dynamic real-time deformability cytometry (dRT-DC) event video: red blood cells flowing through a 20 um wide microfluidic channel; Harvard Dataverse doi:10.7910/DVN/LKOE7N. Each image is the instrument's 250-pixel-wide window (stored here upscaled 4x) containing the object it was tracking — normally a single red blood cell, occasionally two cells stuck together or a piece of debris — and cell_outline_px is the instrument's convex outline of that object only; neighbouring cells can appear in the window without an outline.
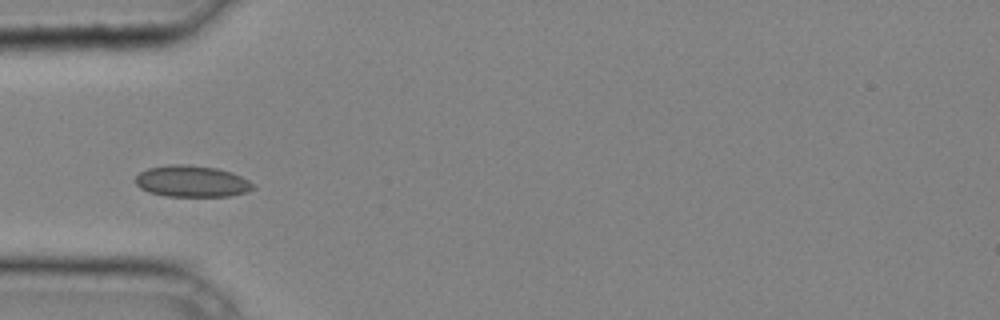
{"species": "common noctule bat (a hibernating species)", "species_latin": "Nyctalus noctula", "temperature_condition": "cold", "stored_images_in_passage": 29, "camera_frame_rate_fps": 3000, "um_per_image_px": 0.085, "animal": {"sex": "male", "body_mass_g": 20.4}, "frame": {"image": 1, "passage_image": 1, "time_ms": 0.0, "image_size_px": [1000, 320], "cell_outline_px": [[256, 188], [248, 192], [232, 196], [168, 196], [148, 192], [140, 188], [136, 184], [136, 176], [140, 172], [148, 168], [172, 164], [184, 164], [216, 168], [232, 172], [256, 184]], "centroid_in_image_um": [16.35, 15.42], "position_along_channel_um": 68.7, "area_um2": 21.68}}
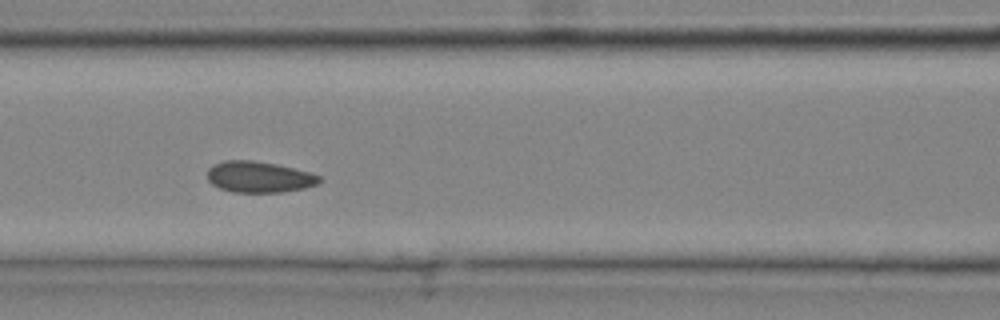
{"frame": {"image": 2, "passage_image": 6, "time_ms": 1.667, "image_size_px": [1000, 320], "cell_outline_px": [[320, 180], [316, 184], [304, 188], [280, 192], [232, 192], [220, 188], [212, 184], [208, 180], [208, 168], [212, 164], [224, 160], [252, 160], [276, 164], [308, 172], [320, 176]], "centroid_in_image_um": [21.96, 15.03], "position_along_channel_um": 144.6, "area_um2": 20.17}}
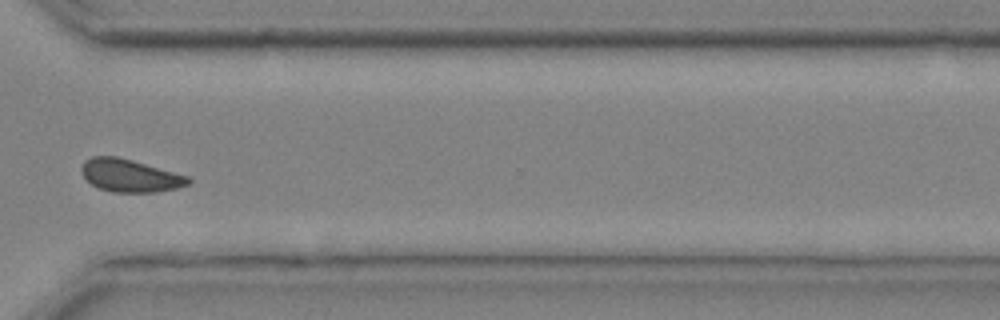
{"frame": {"image": 3, "passage_image": 20, "time_ms": 6.333, "image_size_px": [1000, 320], "cell_outline_px": [[192, 180], [188, 184], [176, 188], [156, 192], [112, 192], [100, 188], [92, 184], [80, 172], [80, 168], [84, 160], [92, 156], [116, 156], [132, 160], [188, 176]], "centroid_in_image_um": [11.02, 14.92], "position_along_channel_um": 359.6, "area_um2": 20.23}}